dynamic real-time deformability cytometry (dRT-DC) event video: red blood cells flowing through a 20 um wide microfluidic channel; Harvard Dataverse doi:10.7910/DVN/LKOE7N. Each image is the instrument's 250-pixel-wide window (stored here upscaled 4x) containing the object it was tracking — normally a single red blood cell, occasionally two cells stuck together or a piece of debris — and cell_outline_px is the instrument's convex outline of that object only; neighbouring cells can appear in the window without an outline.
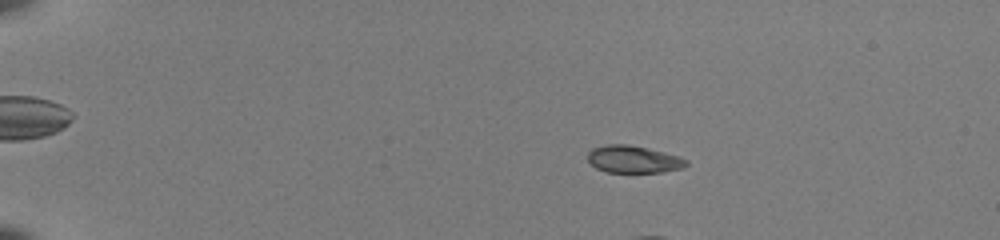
{"species": "common noctule bat (a hibernating species)", "species_latin": "Nyctalus noctula", "temperature_condition": "room temperature", "stored_images_in_passage": 18, "camera_frame_rate_fps": 3000, "um_per_image_px": 0.085, "animal": {"sex": "female", "body_mass_g": 22.0, "forearm_length_mm": 56.7}, "frame": {"image": 1, "passage_image": 11, "time_ms": 3.333, "image_size_px": [1000, 240], "cell_outline_px": [[688, 164], [684, 168], [660, 172], [604, 172], [596, 168], [588, 160], [588, 152], [592, 148], [608, 144], [628, 144], [648, 148], [680, 156], [688, 160]], "centroid_in_image_um": [53.86, 13.54], "position_along_channel_um": 31.1, "area_um2": 15.78}}